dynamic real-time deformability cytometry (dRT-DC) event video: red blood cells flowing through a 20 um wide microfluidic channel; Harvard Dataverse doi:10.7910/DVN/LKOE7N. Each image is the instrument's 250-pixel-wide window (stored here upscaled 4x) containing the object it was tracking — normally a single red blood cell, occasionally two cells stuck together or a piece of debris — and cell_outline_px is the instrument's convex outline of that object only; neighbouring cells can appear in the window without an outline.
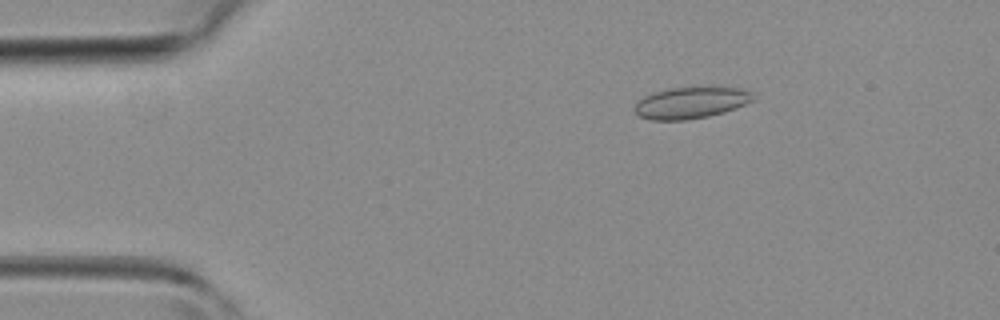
{"species": "common noctule bat (a hibernating species)", "species_latin": "Nyctalus noctula", "temperature_condition": "room temperature", "stored_images_in_passage": 44, "camera_frame_rate_fps": 3000, "um_per_image_px": 0.085, "animal": {"sex": "female", "body_mass_g": 19.3, "forearm_length_mm": 54.1}, "frame": {"image": 1, "passage_image": 7, "time_ms": 2.0, "image_size_px": [1000, 320], "cell_outline_px": [[756, 100], [736, 108], [724, 112], [708, 116], [684, 120], [652, 120], [640, 116], [632, 108], [644, 96], [656, 92], [672, 88], [736, 88], [752, 92]], "centroid_in_image_um": [58.74, 8.75], "position_along_channel_um": 26.3, "area_um2": 21.39}}
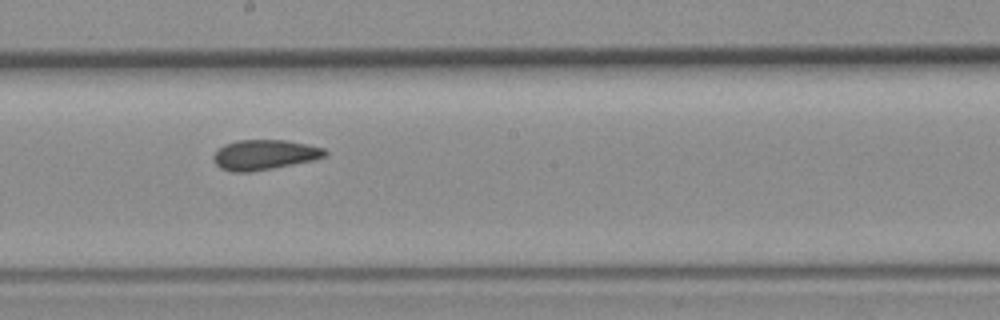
{"frame": {"image": 2, "passage_image": 24, "time_ms": 7.667, "image_size_px": [1000, 320], "cell_outline_px": [[328, 152], [324, 156], [312, 160], [272, 168], [248, 172], [232, 172], [220, 168], [212, 160], [212, 156], [224, 144], [236, 140], [284, 140], [308, 144], [324, 148]], "centroid_in_image_um": [22.44, 13.15], "position_along_channel_um": 225.8, "area_um2": 19.42}}
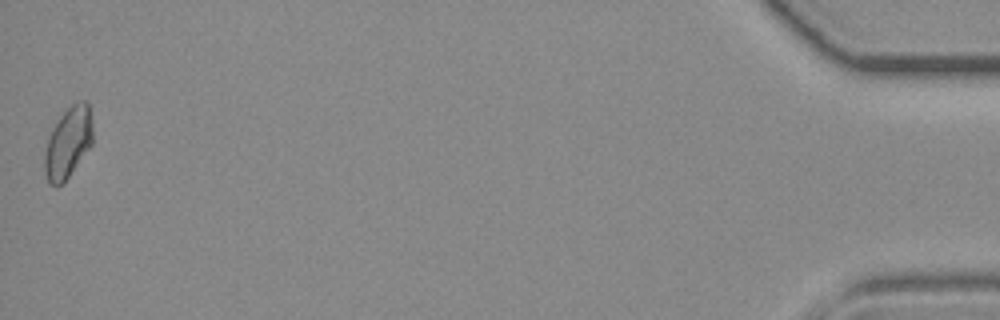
{"frame": {"image": 3, "passage_image": 44, "time_ms": 14.333, "image_size_px": [1000, 320], "cell_outline_px": [[92, 144], [68, 176], [56, 188], [48, 184], [44, 172], [44, 152], [48, 136], [52, 128], [60, 116], [72, 104], [80, 100], [84, 100], [88, 104], [92, 124]], "centroid_in_image_um": [5.75, 12.13], "position_along_channel_um": 429.4, "area_um2": 19.83}}